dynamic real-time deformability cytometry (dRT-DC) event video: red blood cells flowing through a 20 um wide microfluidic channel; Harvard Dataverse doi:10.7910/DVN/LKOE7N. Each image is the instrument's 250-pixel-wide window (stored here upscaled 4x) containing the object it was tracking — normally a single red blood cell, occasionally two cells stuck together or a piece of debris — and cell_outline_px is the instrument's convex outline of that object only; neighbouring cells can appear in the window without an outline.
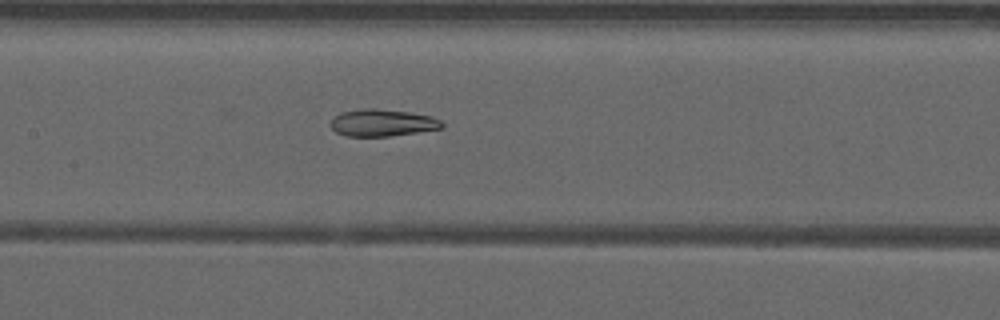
{"species": "common noctule bat (a hibernating species)", "species_latin": "Nyctalus noctula", "temperature_condition": "warm", "stored_images_in_passage": 40, "camera_frame_rate_fps": 3000, "um_per_image_px": 0.085, "animal": {"sex": "male", "forearm_length_mm": 52.5}, "frame": {"image": 1, "passage_image": 13, "time_ms": 4.0, "image_size_px": [1000, 320], "cell_outline_px": [[444, 128], [388, 136], [344, 136], [336, 132], [332, 128], [332, 120], [340, 112], [368, 108], [376, 108], [408, 112], [432, 116], [440, 120], [444, 124]], "centroid_in_image_um": [32.52, 10.43], "position_along_channel_um": 174.9, "area_um2": 17.4}}
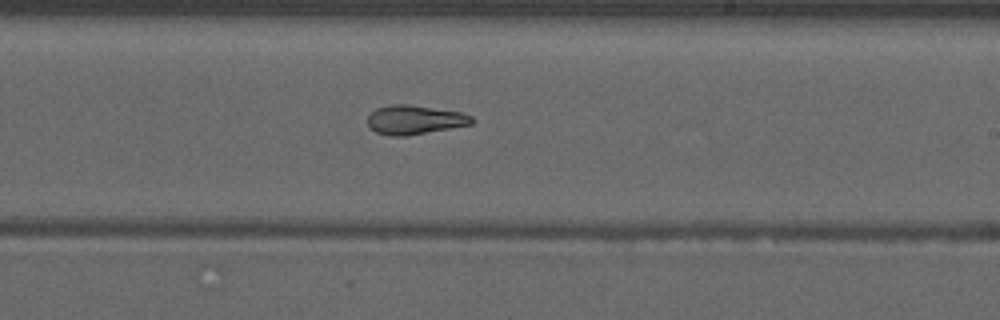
{"frame": {"image": 2, "passage_image": 19, "time_ms": 6.0, "image_size_px": [1000, 320], "cell_outline_px": [[472, 124], [404, 136], [392, 136], [376, 132], [368, 124], [368, 116], [376, 108], [392, 104], [408, 104], [460, 112], [472, 116]], "centroid_in_image_um": [35.22, 10.17], "position_along_channel_um": 253.8, "area_um2": 17.34}}
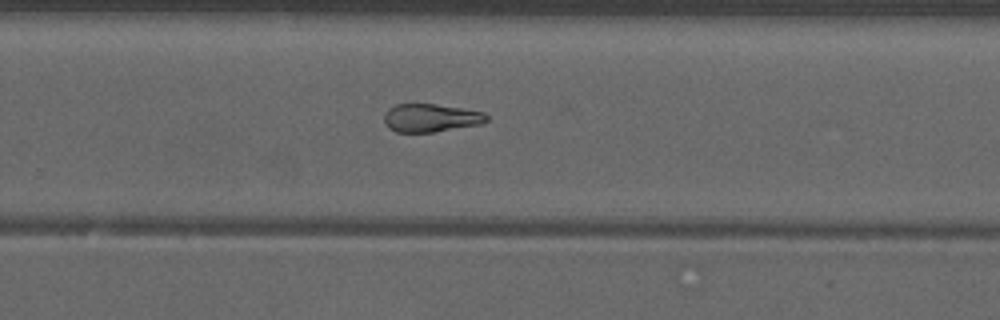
{"frame": {"image": 3, "passage_image": 22, "time_ms": 7.0, "image_size_px": [1000, 320], "cell_outline_px": [[488, 120], [480, 124], [432, 132], [396, 132], [388, 128], [384, 124], [384, 112], [388, 108], [396, 104], [436, 104], [484, 112], [488, 116]], "centroid_in_image_um": [36.57, 10.02], "position_along_channel_um": 293.2, "area_um2": 16.82}, "authors_computed_cell_mechanics": {"area_um2": 17.7446, "velocity_mm_per_s": 3.9662, "shape_relaxation_time_tau1_ms": null, "shape_relaxation_time_tau2_ms": 4.7314, "deformation_change_tau1": null, "deformation_change_tau2": 0.1284}}